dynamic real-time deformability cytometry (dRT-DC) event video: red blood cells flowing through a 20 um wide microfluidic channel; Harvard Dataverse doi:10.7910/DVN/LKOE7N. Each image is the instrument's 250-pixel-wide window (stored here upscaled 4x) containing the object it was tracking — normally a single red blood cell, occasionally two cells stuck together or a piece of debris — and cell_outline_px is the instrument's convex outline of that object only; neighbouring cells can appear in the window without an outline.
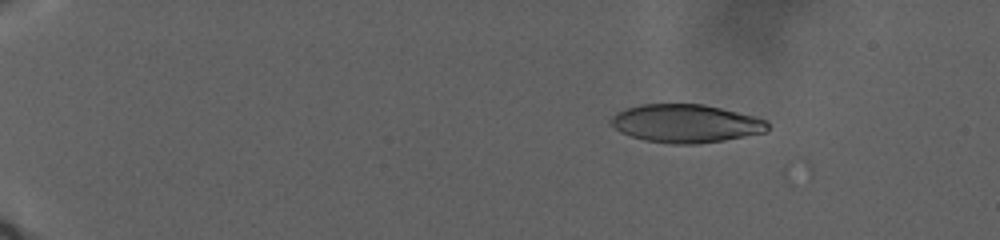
{"species": "human", "species_latin": "Homo sapiens", "temperature_condition": "warm", "stored_images_in_passage": 70, "camera_frame_rate_fps": 3000, "um_per_image_px": 0.085, "donor": {"sex": "male"}, "frame": {"image": 1, "passage_image": 9, "time_ms": 1.0, "image_size_px": [1000, 240], "cell_outline_px": [[768, 128], [764, 132], [724, 140], [700, 144], [672, 144], [644, 140], [620, 132], [608, 120], [616, 112], [624, 108], [640, 104], [704, 104], [756, 116], [764, 120], [768, 124]], "centroid_in_image_um": [58.26, 10.49], "position_along_channel_um": 26.7, "area_um2": 34.97}}
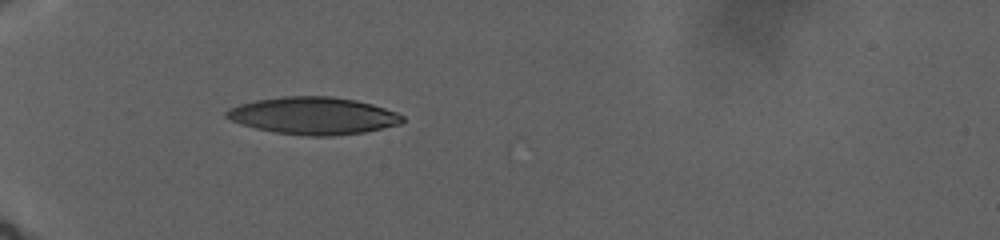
{"frame": {"image": 2, "passage_image": 69, "time_ms": 8.333, "image_size_px": [1000, 240], "cell_outline_px": [[404, 120], [400, 124], [364, 132], [332, 136], [308, 136], [276, 132], [256, 128], [240, 124], [224, 116], [224, 112], [228, 108], [240, 104], [256, 100], [280, 96], [332, 96], [356, 100], [372, 104], [396, 112], [404, 116]], "centroid_in_image_um": [26.62, 9.83], "position_along_channel_um": 58.4, "area_um2": 38.26}}